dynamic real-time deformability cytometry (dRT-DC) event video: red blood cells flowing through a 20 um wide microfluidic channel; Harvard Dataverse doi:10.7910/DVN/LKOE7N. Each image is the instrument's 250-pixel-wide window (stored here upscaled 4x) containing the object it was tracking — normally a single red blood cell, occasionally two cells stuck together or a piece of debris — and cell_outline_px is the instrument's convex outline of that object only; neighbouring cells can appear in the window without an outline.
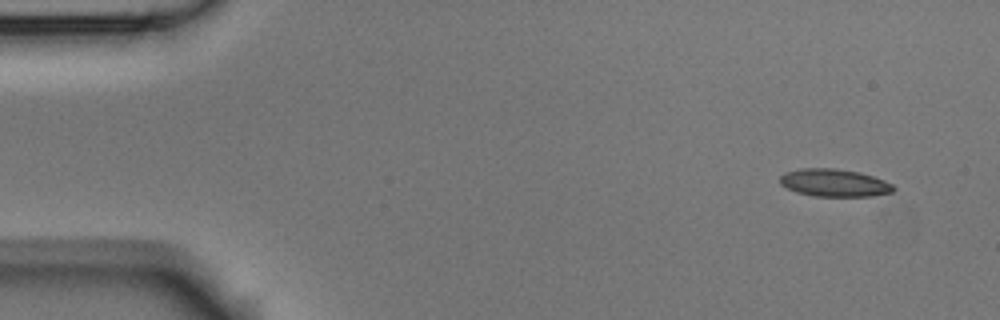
{"species": "Egyptian fruit bat (a non-hibernating species)", "species_latin": "Rousettus aegyptiacus", "temperature_condition": "room temperature", "stored_images_in_passage": 5, "segment_of_instrument_passage": [2, 2], "camera_frame_rate_fps": 3000, "um_per_image_px": 0.085, "animal": {"sex": "male"}, "frame": {"image": 1, "passage_image": 5, "time_ms": 1.333, "image_size_px": [1000, 320], "cell_outline_px": [[896, 188], [892, 192], [872, 196], [812, 196], [796, 192], [780, 184], [780, 176], [784, 172], [800, 168], [836, 168], [860, 172], [884, 180], [892, 184]], "centroid_in_image_um": [70.9, 15.53], "position_along_channel_um": 14.1, "area_um2": 18.38}}